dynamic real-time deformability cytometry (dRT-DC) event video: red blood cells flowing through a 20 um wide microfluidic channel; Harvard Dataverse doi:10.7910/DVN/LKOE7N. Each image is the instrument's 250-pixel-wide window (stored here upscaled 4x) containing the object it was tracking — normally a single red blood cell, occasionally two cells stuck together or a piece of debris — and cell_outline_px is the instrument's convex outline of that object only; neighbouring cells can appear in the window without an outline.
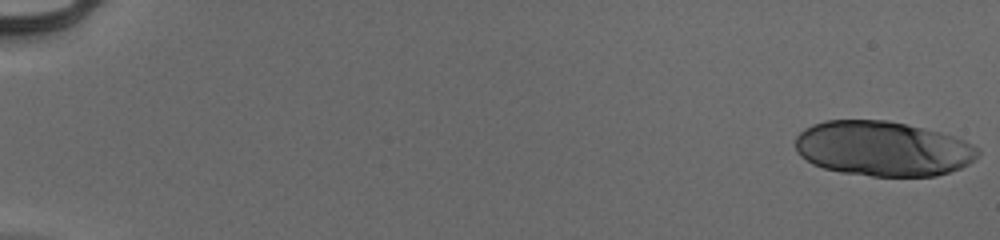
{"species": "human", "species_latin": "Homo sapiens", "temperature_condition": "cold", "stored_images_in_passage": 32, "camera_frame_rate_fps": 3000, "um_per_image_px": 0.085, "donor": {"sex": "male"}, "frame": {"image": 1, "passage_image": 1, "time_ms": 0.0, "image_size_px": [1000, 240], "cell_outline_px": [[980, 152], [968, 164], [960, 168], [936, 176], [872, 176], [840, 172], [824, 168], [812, 164], [800, 156], [796, 152], [796, 136], [804, 128], [812, 124], [824, 120], [888, 120], [924, 128], [940, 132], [964, 140], [980, 148]], "centroid_in_image_um": [75.01, 12.63], "position_along_channel_um": 10.0, "area_um2": 58.61}}
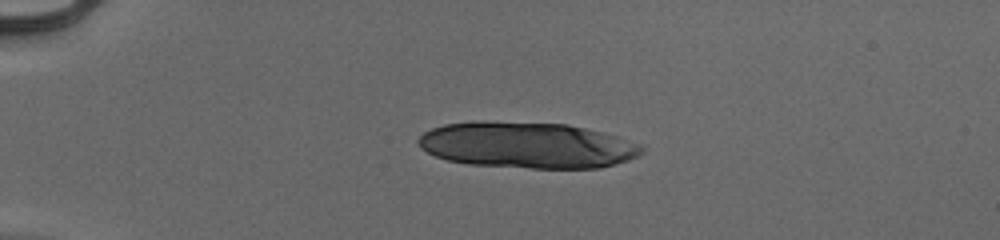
{"frame": {"image": 2, "passage_image": 14, "time_ms": 4.333, "image_size_px": [1000, 240], "cell_outline_px": [[644, 152], [628, 160], [616, 164], [600, 168], [532, 168], [468, 164], [448, 160], [436, 156], [420, 148], [416, 140], [424, 132], [432, 128], [444, 124], [472, 120], [480, 120], [568, 124], [620, 136], [644, 144]], "centroid_in_image_um": [44.83, 12.32], "position_along_channel_um": 40.2, "area_um2": 60.81}}
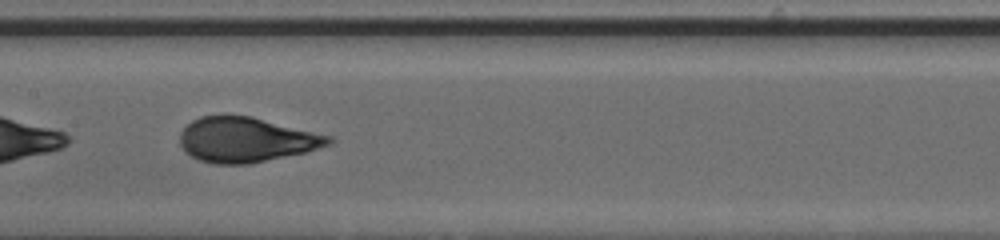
{"frame": {"image": 3, "passage_image": 30, "time_ms": 9.667, "image_size_px": [1000, 240], "cell_outline_px": [[336, 140], [332, 144], [304, 152], [248, 164], [212, 164], [200, 160], [184, 152], [180, 144], [180, 132], [192, 120], [200, 116], [220, 112], [224, 112], [252, 116], [332, 136]], "centroid_in_image_um": [20.89, 11.83], "position_along_channel_um": 186.5, "area_um2": 39.65}}